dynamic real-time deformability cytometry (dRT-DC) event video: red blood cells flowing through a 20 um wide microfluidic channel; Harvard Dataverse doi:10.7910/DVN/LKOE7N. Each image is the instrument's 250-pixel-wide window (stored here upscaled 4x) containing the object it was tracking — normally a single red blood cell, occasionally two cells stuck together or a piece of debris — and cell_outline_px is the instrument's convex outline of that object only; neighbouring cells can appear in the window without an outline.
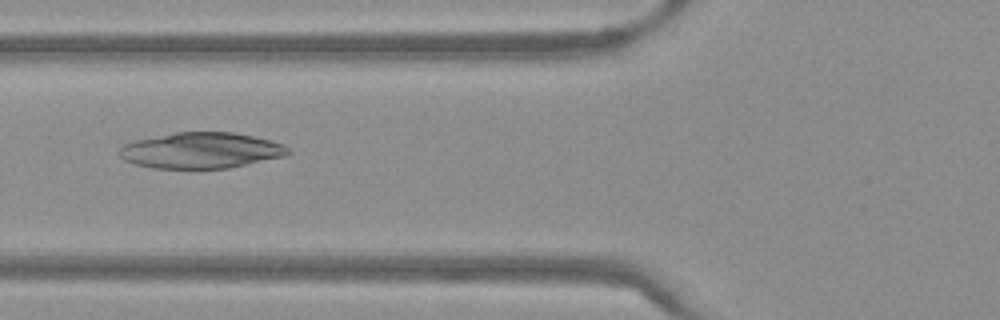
{"species": "Egyptian fruit bat (a non-hibernating species)", "species_latin": "Rousettus aegyptiacus", "temperature_condition": "warm", "stored_images_in_passage": 50, "camera_frame_rate_fps": 3000, "um_per_image_px": 0.085, "frame": {"image": 1, "passage_image": 20, "time_ms": 6.333, "image_size_px": [1000, 320], "cell_outline_px": [[292, 152], [288, 156], [228, 168], [192, 172], [152, 168], [136, 164], [124, 160], [120, 156], [120, 148], [124, 144], [136, 140], [176, 132], [232, 132], [272, 140], [284, 144]], "centroid_in_image_um": [17.12, 12.84], "position_along_channel_um": 108.7, "area_um2": 36.41}}
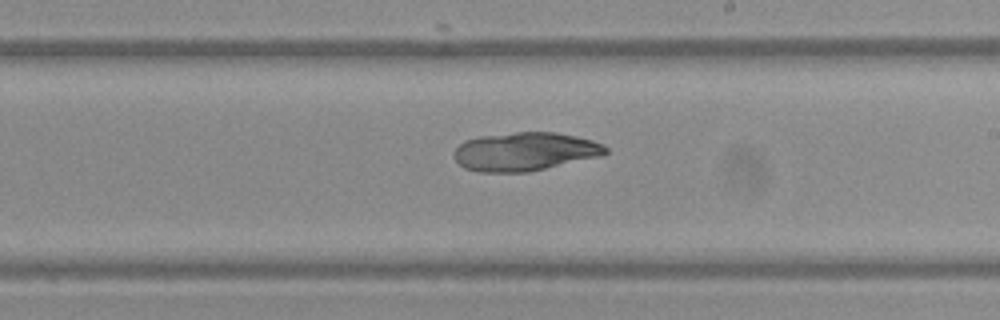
{"frame": {"image": 2, "passage_image": 30, "time_ms": 9.667, "image_size_px": [1000, 320], "cell_outline_px": [[608, 152], [604, 156], [528, 172], [480, 172], [464, 168], [456, 160], [456, 148], [464, 140], [480, 136], [516, 132], [556, 132], [576, 136], [592, 140], [604, 144], [608, 148]], "centroid_in_image_um": [44.68, 12.88], "position_along_channel_um": 244.3, "area_um2": 34.16}}
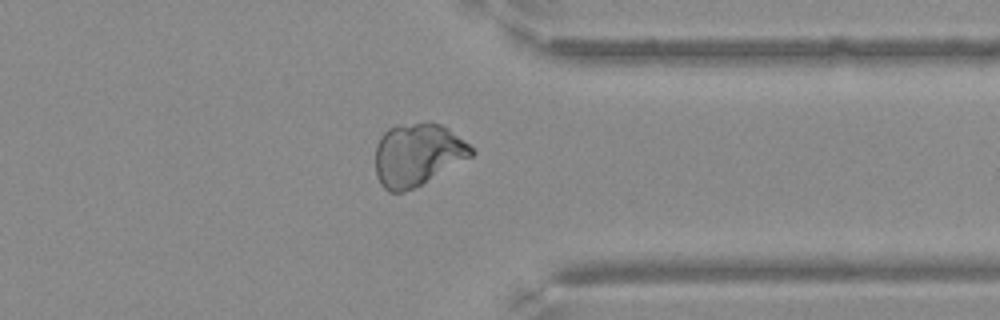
{"frame": {"image": 3, "passage_image": 40, "time_ms": 13.0, "image_size_px": [1000, 320], "cell_outline_px": [[476, 152], [472, 156], [420, 184], [404, 192], [388, 192], [380, 184], [376, 176], [376, 144], [380, 136], [388, 128], [396, 124], [424, 120], [428, 120], [440, 124], [448, 128], [464, 140]], "centroid_in_image_um": [35.45, 13.09], "position_along_channel_um": 375.9, "area_um2": 35.2}}